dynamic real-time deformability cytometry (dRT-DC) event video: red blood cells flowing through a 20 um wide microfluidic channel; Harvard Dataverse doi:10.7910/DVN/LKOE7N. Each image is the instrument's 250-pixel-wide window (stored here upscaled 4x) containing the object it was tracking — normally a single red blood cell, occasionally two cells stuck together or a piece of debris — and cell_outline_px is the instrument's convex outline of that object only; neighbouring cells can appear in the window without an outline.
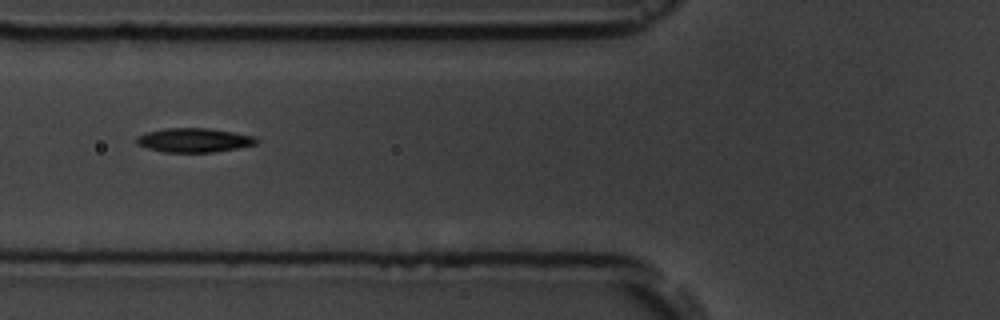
{"species": "common noctule bat (a hibernating species)", "species_latin": "Nyctalus noctula", "temperature_condition": "room temperature", "stored_images_in_passage": 7, "camera_frame_rate_fps": 3000, "um_per_image_px": 0.085, "animal": {"sex": "male", "body_mass_g": 19.5, "forearm_length_mm": 54.6}, "frame": {"image": 1, "passage_image": 2, "time_ms": 1.0, "image_size_px": [1000, 320], "cell_outline_px": [[260, 140], [256, 144], [236, 148], [212, 152], [164, 152], [148, 148], [136, 144], [136, 136], [148, 132], [164, 128], [208, 128], [256, 136]], "centroid_in_image_um": [16.49, 11.91], "position_along_channel_um": 109.3, "area_um2": 16.82}}
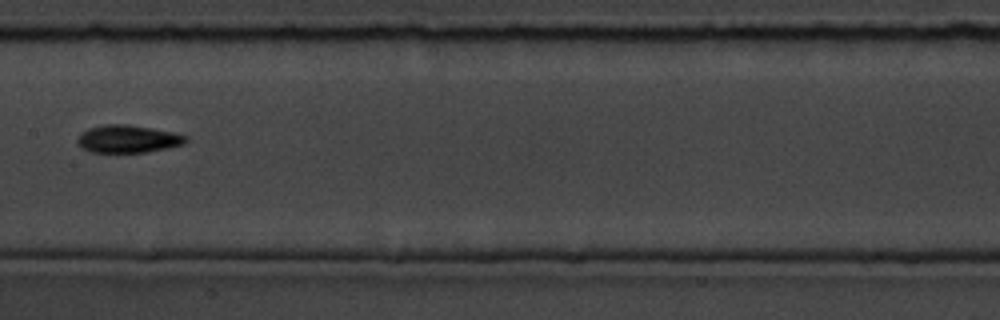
{"frame": {"image": 2, "passage_image": 4, "time_ms": 3.333, "image_size_px": [1000, 320], "cell_outline_px": [[188, 140], [184, 144], [168, 148], [148, 152], [92, 152], [80, 148], [76, 140], [80, 132], [88, 128], [104, 124], [128, 124], [152, 128], [172, 132], [188, 136]], "centroid_in_image_um": [10.85, 11.8], "position_along_channel_um": 196.6, "area_um2": 17.69}}
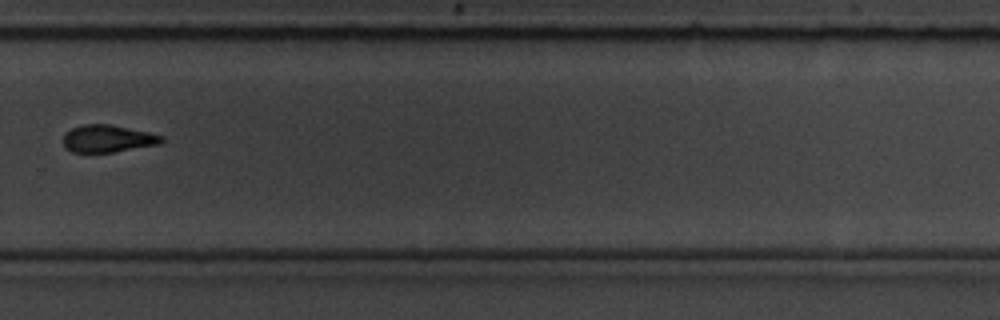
{"frame": {"image": 3, "passage_image": 7, "time_ms": 6.667, "image_size_px": [1000, 320], "cell_outline_px": [[164, 140], [160, 144], [112, 152], [72, 152], [64, 148], [64, 132], [72, 128], [84, 124], [112, 124], [148, 132], [164, 136]], "centroid_in_image_um": [9.15, 11.78], "position_along_channel_um": 320.6, "area_um2": 15.72}}